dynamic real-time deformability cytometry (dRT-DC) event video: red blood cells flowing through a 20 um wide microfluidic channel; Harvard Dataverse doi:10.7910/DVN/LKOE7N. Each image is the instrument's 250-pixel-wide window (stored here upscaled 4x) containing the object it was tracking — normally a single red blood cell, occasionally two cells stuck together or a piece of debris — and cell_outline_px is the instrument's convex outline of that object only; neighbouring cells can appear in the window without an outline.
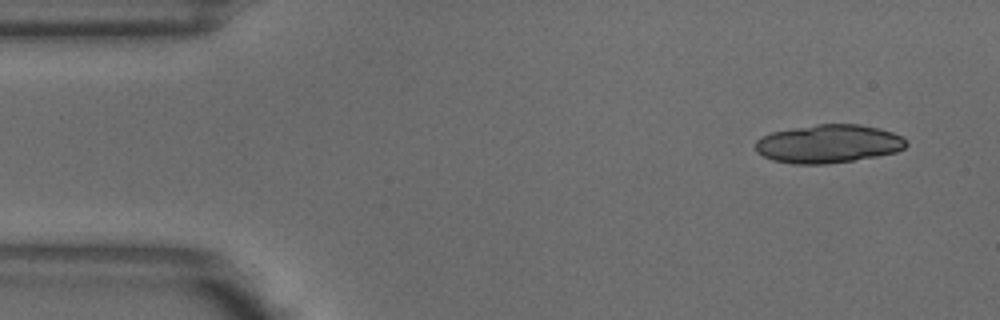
{"species": "common noctule bat (a hibernating species)", "species_latin": "Nyctalus noctula", "temperature_condition": "warm", "stored_images_in_passage": 6, "camera_frame_rate_fps": 3000, "um_per_image_px": 0.085, "animal": {"sex": "male", "body_mass_g": 18.8}, "frame": {"image": 1, "passage_image": 1, "time_ms": 0.0, "image_size_px": [1000, 320], "cell_outline_px": [[908, 144], [904, 148], [896, 152], [876, 156], [828, 164], [792, 164], [772, 160], [756, 152], [756, 140], [760, 136], [772, 132], [792, 128], [816, 124], [860, 124], [880, 128], [892, 132], [900, 136]], "centroid_in_image_um": [70.38, 12.22], "position_along_channel_um": 14.6, "area_um2": 33.76}}